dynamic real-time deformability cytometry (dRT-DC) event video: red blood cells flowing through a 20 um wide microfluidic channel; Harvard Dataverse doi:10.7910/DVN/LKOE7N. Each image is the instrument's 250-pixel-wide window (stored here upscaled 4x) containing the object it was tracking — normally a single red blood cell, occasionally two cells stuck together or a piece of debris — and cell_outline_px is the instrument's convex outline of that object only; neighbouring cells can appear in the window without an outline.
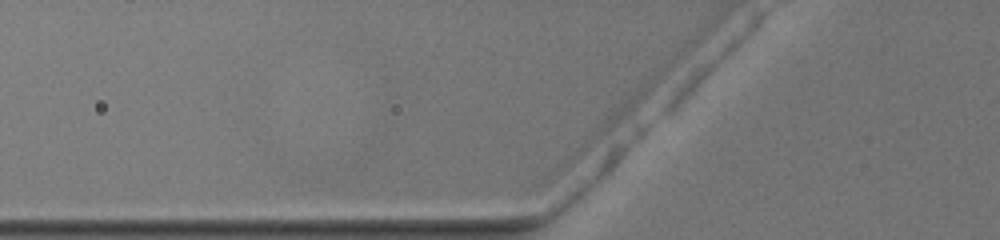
{"species": "common noctule bat (a hibernating species)", "species_latin": "Nyctalus noctula", "temperature_condition": "warm", "stored_images_in_passage": 4, "camera_frame_rate_fps": 3000, "um_per_image_px": 0.085, "animal": {"sex": "female", "body_mass_g": 19.5, "forearm_length_mm": 54.1}, "frame": {"image": 1, "passage_image": 2, "time_ms": 0.333, "image_size_px": [1000, 240], "cell_outline_px": [[664, 72], [660, 80], [628, 120], [564, 180], [544, 180], [544, 172], [660, 68], [664, 68]], "centroid_in_image_um": [51.12, 11.19], "position_along_channel_um": 74.7, "area_um2": 18.15}}